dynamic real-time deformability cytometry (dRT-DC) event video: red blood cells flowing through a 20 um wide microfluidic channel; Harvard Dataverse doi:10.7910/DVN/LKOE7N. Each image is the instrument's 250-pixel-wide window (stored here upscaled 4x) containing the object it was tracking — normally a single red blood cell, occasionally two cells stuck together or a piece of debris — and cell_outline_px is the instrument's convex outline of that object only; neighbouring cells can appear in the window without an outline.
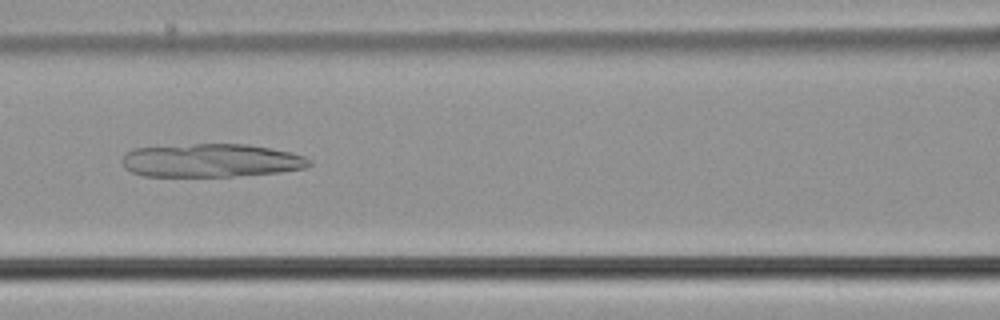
{"species": "common noctule bat (a hibernating species)", "species_latin": "Nyctalus noctula", "temperature_condition": "cold", "stored_images_in_passage": 47, "camera_frame_rate_fps": 3000, "um_per_image_px": 0.085, "animal": {"sex": "male", "body_mass_g": 21.5, "forearm_length_mm": 52.0}, "frame": {"image": 1, "passage_image": 17, "time_ms": 5.333, "image_size_px": [1000, 320], "cell_outline_px": [[312, 164], [304, 168], [280, 172], [232, 176], [144, 176], [132, 172], [124, 168], [124, 156], [132, 148], [196, 144], [248, 144], [292, 152], [304, 156], [312, 160]], "centroid_in_image_um": [17.98, 13.64], "position_along_channel_um": 148.6, "area_um2": 36.3}}
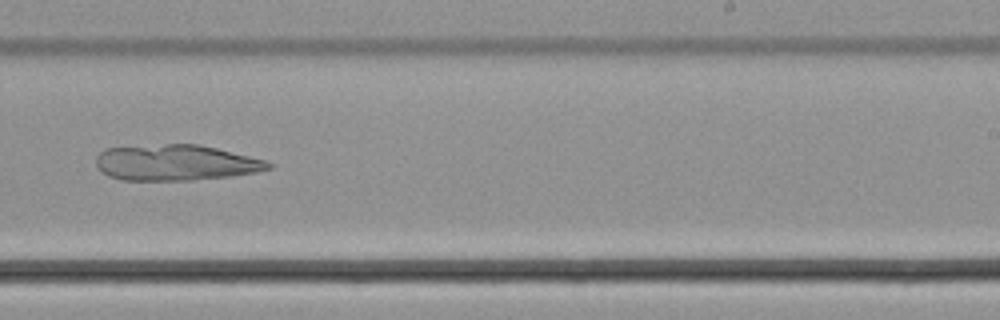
{"frame": {"image": 2, "passage_image": 27, "time_ms": 8.667, "image_size_px": [1000, 320], "cell_outline_px": [[272, 168], [256, 172], [232, 176], [192, 180], [120, 180], [108, 176], [96, 164], [96, 156], [104, 148], [164, 144], [200, 144], [264, 160], [272, 164]], "centroid_in_image_um": [14.92, 13.83], "position_along_channel_um": 274.1, "area_um2": 35.89}}
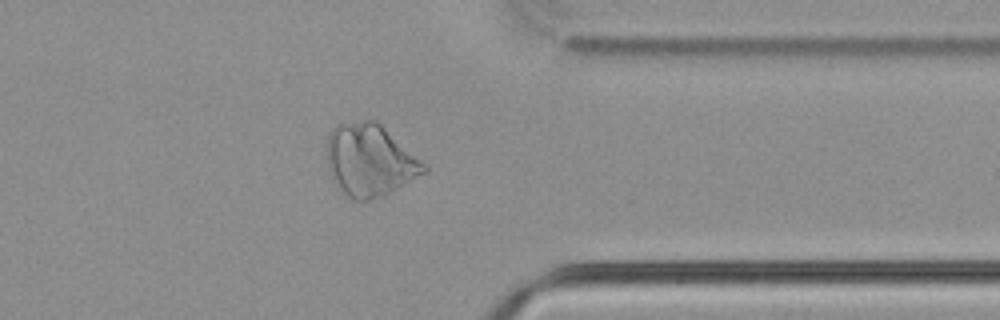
{"frame": {"image": 3, "passage_image": 36, "time_ms": 11.667, "image_size_px": [1000, 320], "cell_outline_px": [[428, 172], [384, 196], [360, 204], [352, 200], [340, 192], [336, 188], [332, 180], [328, 168], [328, 132], [336, 124], [364, 120], [376, 120], [420, 160], [428, 168]], "centroid_in_image_um": [31.4, 13.68], "position_along_channel_um": 380.0, "area_um2": 41.21}}